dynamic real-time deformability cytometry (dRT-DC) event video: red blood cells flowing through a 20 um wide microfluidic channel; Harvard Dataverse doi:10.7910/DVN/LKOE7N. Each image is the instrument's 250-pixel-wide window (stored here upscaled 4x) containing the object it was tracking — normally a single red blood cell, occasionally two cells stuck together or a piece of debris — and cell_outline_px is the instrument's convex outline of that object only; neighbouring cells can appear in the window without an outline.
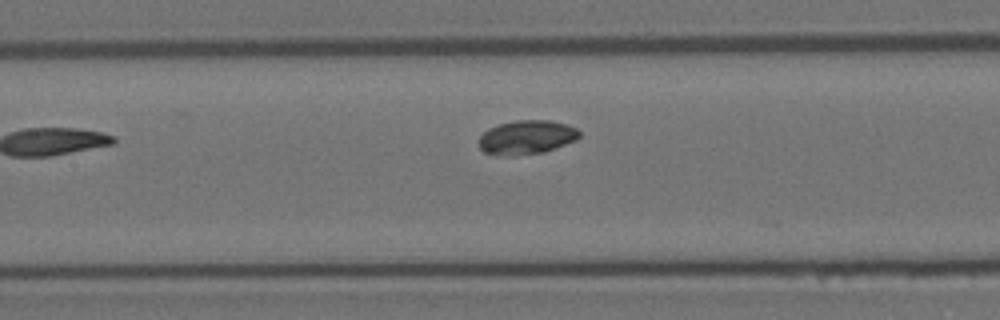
{"species": "Egyptian fruit bat (a non-hibernating species)", "species_latin": "Rousettus aegyptiacus", "temperature_condition": "room temperature", "stored_images_in_passage": 7, "camera_frame_rate_fps": 3000, "um_per_image_px": 0.085, "animal": {"sex": "female"}, "frame": {"image": 1, "passage_image": 6, "time_ms": 1.667, "image_size_px": [1000, 320], "cell_outline_px": [[580, 136], [576, 140], [544, 152], [504, 156], [484, 152], [480, 148], [480, 136], [488, 128], [500, 124], [516, 120], [548, 120], [568, 124], [576, 128], [580, 132]], "centroid_in_image_um": [44.78, 11.66], "position_along_channel_um": 162.6, "area_um2": 19.77}}